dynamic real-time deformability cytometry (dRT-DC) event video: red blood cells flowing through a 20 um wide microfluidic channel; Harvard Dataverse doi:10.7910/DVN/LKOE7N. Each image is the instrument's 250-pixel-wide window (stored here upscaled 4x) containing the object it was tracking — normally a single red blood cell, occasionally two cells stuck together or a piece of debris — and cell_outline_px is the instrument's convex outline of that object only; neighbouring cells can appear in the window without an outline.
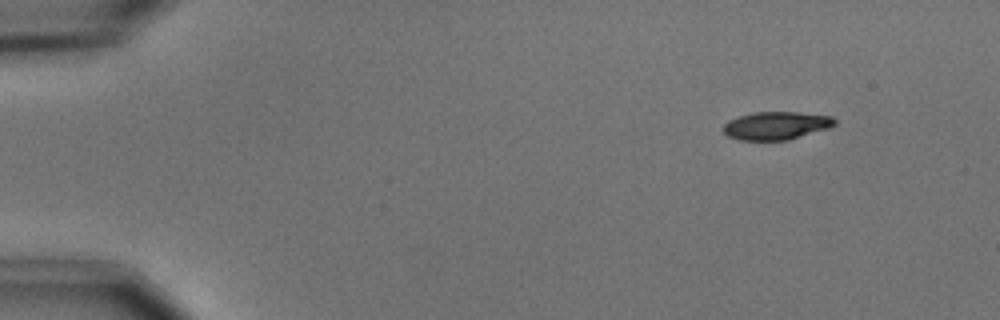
{"species": "common noctule bat (a hibernating species)", "species_latin": "Nyctalus noctula", "temperature_condition": "cold", "stored_images_in_passage": 3, "camera_frame_rate_fps": 3000, "um_per_image_px": 0.085, "animal": {"sex": "male", "body_mass_g": 15.6}, "frame": {"image": 1, "passage_image": 3, "time_ms": 2.333, "image_size_px": [1000, 320], "cell_outline_px": [[836, 124], [828, 128], [788, 140], [740, 140], [728, 136], [720, 128], [728, 120], [752, 112], [796, 112], [832, 116], [836, 120]], "centroid_in_image_um": [65.95, 10.67], "position_along_channel_um": 19.1, "area_um2": 18.21}}